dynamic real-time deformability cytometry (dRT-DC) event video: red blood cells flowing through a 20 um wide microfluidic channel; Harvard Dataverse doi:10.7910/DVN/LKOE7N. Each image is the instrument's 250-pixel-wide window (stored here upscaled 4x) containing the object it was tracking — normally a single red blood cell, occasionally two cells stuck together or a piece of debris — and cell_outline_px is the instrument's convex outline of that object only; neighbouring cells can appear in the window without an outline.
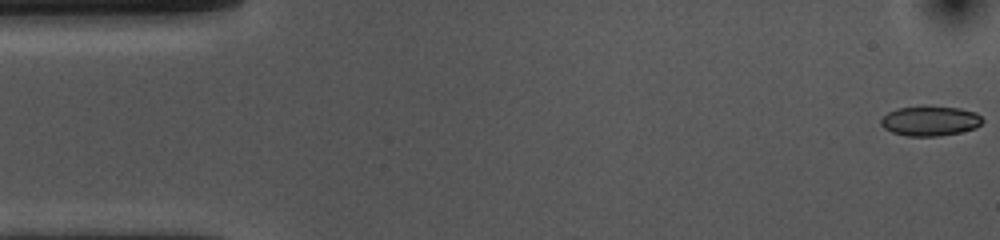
{"species": "common noctule bat (a hibernating species)", "species_latin": "Nyctalus noctula", "temperature_condition": "cold", "stored_images_in_passage": 53, "camera_frame_rate_fps": 3000, "um_per_image_px": 0.085, "animal": {"sex": "female", "body_mass_g": 10.0, "forearm_length_mm": 53.1}, "frame": {"image": 1, "passage_image": 1, "time_ms": 0.0, "image_size_px": [1000, 240], "cell_outline_px": [[984, 120], [976, 128], [960, 132], [940, 136], [908, 136], [892, 132], [884, 128], [880, 124], [880, 120], [888, 112], [896, 108], [960, 108], [976, 112]], "centroid_in_image_um": [79.06, 10.31], "position_along_channel_um": 5.9, "area_um2": 17.22}}
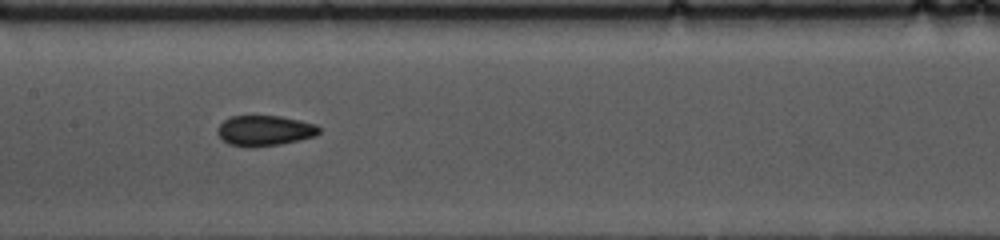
{"frame": {"image": 2, "passage_image": 25, "time_ms": 8.0, "image_size_px": [1000, 240], "cell_outline_px": [[320, 132], [316, 136], [300, 140], [280, 144], [248, 148], [228, 144], [216, 132], [216, 128], [224, 120], [232, 116], [280, 116], [300, 120], [316, 124], [320, 128]], "centroid_in_image_um": [22.5, 11.11], "position_along_channel_um": 184.9, "area_um2": 18.15}}
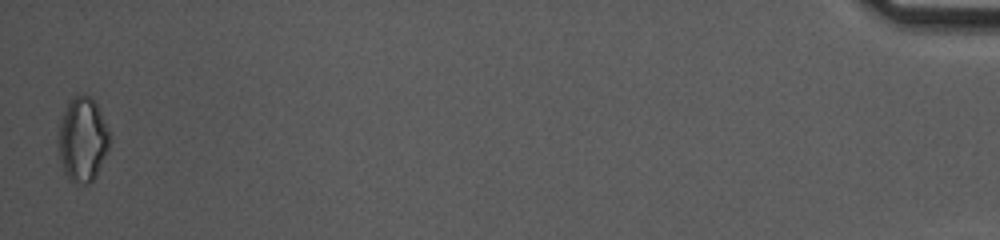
{"frame": {"image": 3, "passage_image": 53, "time_ms": 17.333, "image_size_px": [1000, 240], "cell_outline_px": [[108, 148], [96, 176], [88, 184], [84, 184], [68, 180], [64, 172], [60, 160], [60, 120], [68, 100], [76, 92], [92, 96], [100, 112], [108, 132]], "centroid_in_image_um": [7.0, 11.81], "position_along_channel_um": 428.2, "area_um2": 24.85}, "authors_computed_cell_mechanics": {"area_um2": 18.0914, "velocity_mm_per_s": 3.6786, "shape_relaxation_time_tau1_ms": 3.9121, "shape_relaxation_time_tau2_ms": 3.8246, "deformation_change_tau1": 0.078, "deformation_change_tau2": 0.0816}}